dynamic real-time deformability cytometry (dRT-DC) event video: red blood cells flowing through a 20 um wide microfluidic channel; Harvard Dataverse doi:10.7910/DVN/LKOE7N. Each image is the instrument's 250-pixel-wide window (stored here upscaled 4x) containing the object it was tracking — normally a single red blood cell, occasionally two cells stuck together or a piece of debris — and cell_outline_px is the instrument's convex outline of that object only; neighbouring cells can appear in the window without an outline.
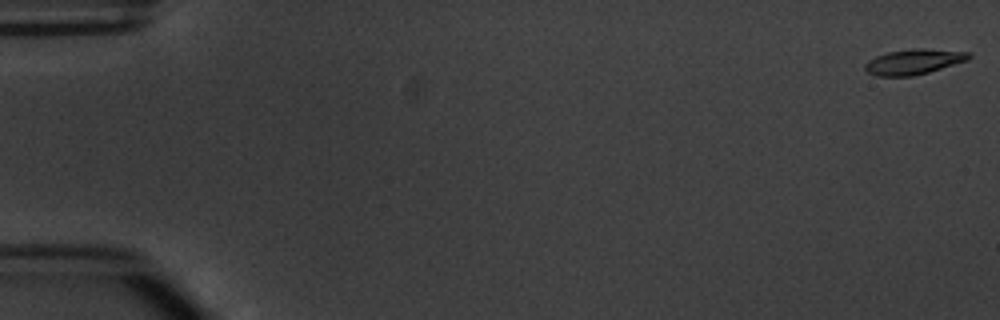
{"species": "common noctule bat (a hibernating species)", "species_latin": "Nyctalus noctula", "temperature_condition": "warm", "stored_images_in_passage": 5, "camera_frame_rate_fps": 3000, "um_per_image_px": 0.085, "animal": {"sex": "male", "body_mass_g": 20.1, "forearm_length_mm": 53.5}, "frame": {"image": 1, "passage_image": 1, "time_ms": 0.0, "image_size_px": [1000, 320], "cell_outline_px": [[972, 56], [968, 60], [928, 72], [912, 76], [876, 76], [868, 72], [864, 68], [864, 64], [868, 60], [876, 56], [888, 52], [912, 48], [924, 48], [968, 52]], "centroid_in_image_um": [77.65, 5.24], "position_along_channel_um": 7.4, "area_um2": 15.26}}
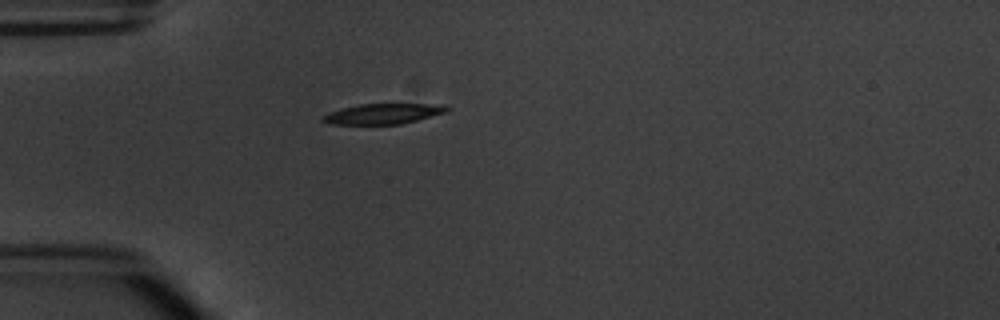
{"frame": {"image": 2, "passage_image": 5, "time_ms": 5.0, "image_size_px": [1000, 320], "cell_outline_px": [[448, 108], [444, 112], [416, 120], [400, 124], [332, 124], [320, 120], [324, 116], [332, 112], [344, 108], [360, 104], [424, 104]], "centroid_in_image_um": [32.47, 9.68], "position_along_channel_um": 52.5, "area_um2": 13.99}}